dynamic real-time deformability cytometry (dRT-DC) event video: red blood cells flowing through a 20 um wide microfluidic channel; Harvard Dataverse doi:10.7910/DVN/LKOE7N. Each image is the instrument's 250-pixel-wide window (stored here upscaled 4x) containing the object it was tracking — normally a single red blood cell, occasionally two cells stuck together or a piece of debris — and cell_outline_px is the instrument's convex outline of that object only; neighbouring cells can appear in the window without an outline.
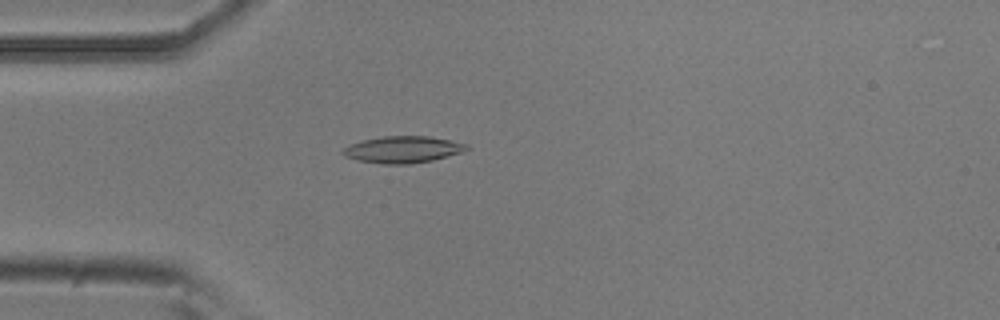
{"species": "common noctule bat (a hibernating species)", "species_latin": "Nyctalus noctula", "temperature_condition": "room temperature", "stored_images_in_passage": 54, "camera_frame_rate_fps": 3000, "um_per_image_px": 0.085, "animal": {"sex": "male", "body_mass_g": 20.5, "forearm_length_mm": 52.5}, "frame": {"image": 1, "passage_image": 15, "time_ms": 4.667, "image_size_px": [1000, 320], "cell_outline_px": [[468, 148], [460, 152], [432, 160], [412, 164], [384, 164], [356, 160], [344, 156], [340, 152], [344, 148], [352, 144], [364, 140], [384, 136], [428, 136], [468, 144]], "centroid_in_image_um": [34.2, 12.71], "position_along_channel_um": 50.8, "area_um2": 19.02}}
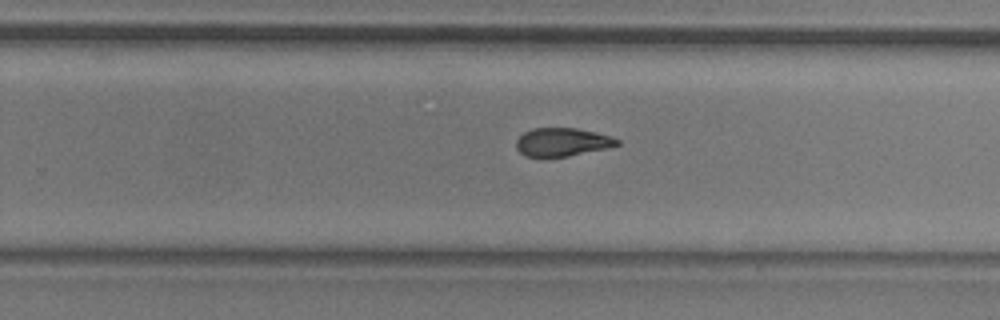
{"frame": {"image": 2, "passage_image": 34, "time_ms": 11.0, "image_size_px": [1000, 320], "cell_outline_px": [[620, 144], [604, 148], [568, 156], [524, 156], [516, 148], [516, 140], [524, 132], [532, 128], [576, 128], [596, 132], [612, 136], [620, 140]], "centroid_in_image_um": [47.78, 12.06], "position_along_channel_um": 282.0, "area_um2": 16.47}}
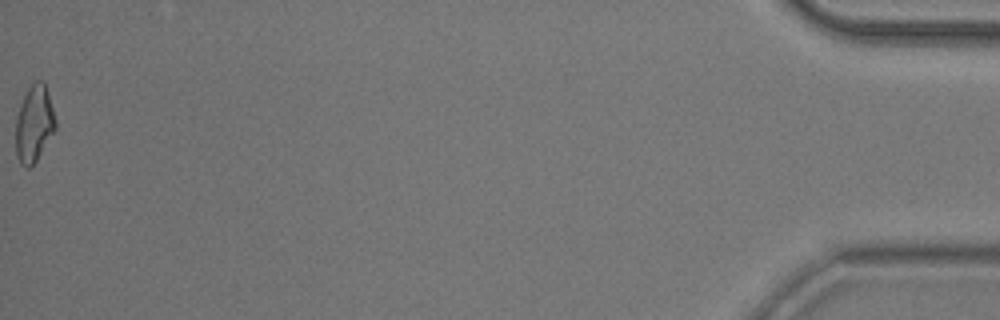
{"frame": {"image": 3, "passage_image": 54, "time_ms": 17.667, "image_size_px": [1000, 320], "cell_outline_px": [[56, 128], [36, 160], [28, 168], [20, 164], [16, 156], [16, 116], [20, 104], [28, 88], [36, 80], [44, 80], [48, 92], [56, 120]], "centroid_in_image_um": [2.9, 10.49], "position_along_channel_um": 432.3, "area_um2": 17.69}, "authors_computed_cell_mechanics": {"area_um2": 17.6868, "velocity_mm_per_s": 3.7794, "shape_relaxation_time_tau1_ms": 10.3572, "shape_relaxation_time_tau2_ms": 3.0418, "deformation_change_tau1": 0.2471, "deformation_change_tau2": 0.0916}}